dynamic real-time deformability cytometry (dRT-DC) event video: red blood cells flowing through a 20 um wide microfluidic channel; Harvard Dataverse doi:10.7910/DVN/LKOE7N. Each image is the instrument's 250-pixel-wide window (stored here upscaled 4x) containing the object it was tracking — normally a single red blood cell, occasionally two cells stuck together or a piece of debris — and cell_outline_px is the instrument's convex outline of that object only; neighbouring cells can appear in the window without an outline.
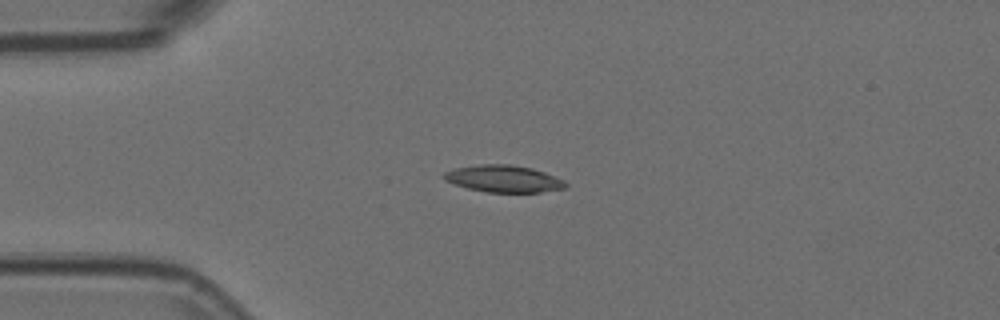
{"species": "Egyptian fruit bat (a non-hibernating species)", "species_latin": "Rousettus aegyptiacus", "temperature_condition": "room temperature", "stored_images_in_passage": 4, "camera_frame_rate_fps": 3000, "um_per_image_px": 0.085, "animal": {"sex": "female"}, "frame": {"image": 1, "passage_image": 1, "time_ms": 0.0, "image_size_px": [1000, 320], "cell_outline_px": [[568, 184], [564, 188], [540, 192], [488, 192], [468, 188], [444, 180], [444, 172], [456, 168], [480, 164], [512, 164], [532, 168], [544, 172], [564, 180]], "centroid_in_image_um": [42.82, 15.18], "position_along_channel_um": 42.2, "area_um2": 18.96}}
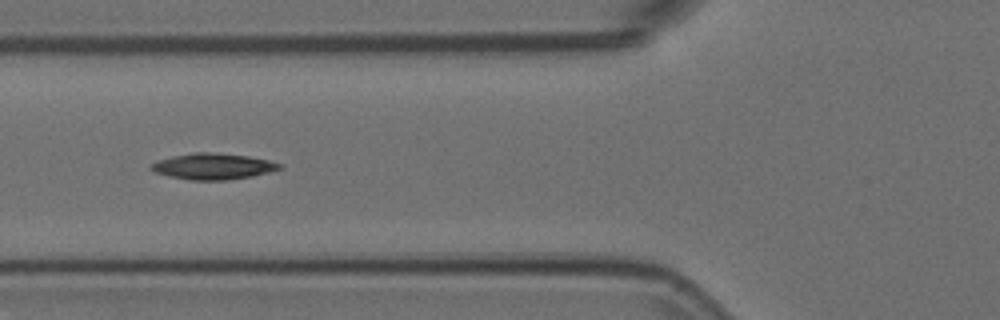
{"frame": {"image": 2, "passage_image": 3, "time_ms": 0.667, "image_size_px": [1000, 320], "cell_outline_px": [[284, 168], [252, 176], [228, 180], [192, 180], [168, 176], [156, 172], [148, 168], [148, 164], [172, 156], [196, 152], [212, 152], [248, 156], [268, 160], [284, 164]], "centroid_in_image_um": [18.12, 14.14], "position_along_channel_um": 107.7, "area_um2": 19.59}}
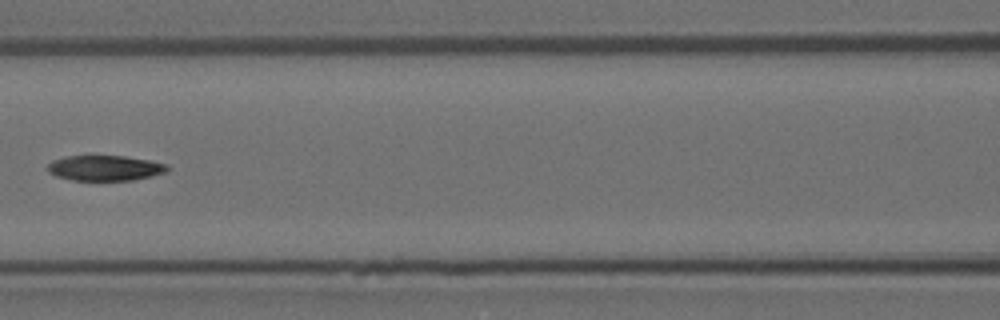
{"frame": {"image": 3, "passage_image": 4, "time_ms": 1.0, "image_size_px": [1000, 320], "cell_outline_px": [[168, 172], [152, 176], [132, 180], [72, 180], [56, 176], [48, 172], [48, 164], [52, 160], [68, 156], [124, 156], [148, 160], [168, 164]], "centroid_in_image_um": [8.94, 14.28], "position_along_channel_um": 157.7, "area_um2": 17.63}}